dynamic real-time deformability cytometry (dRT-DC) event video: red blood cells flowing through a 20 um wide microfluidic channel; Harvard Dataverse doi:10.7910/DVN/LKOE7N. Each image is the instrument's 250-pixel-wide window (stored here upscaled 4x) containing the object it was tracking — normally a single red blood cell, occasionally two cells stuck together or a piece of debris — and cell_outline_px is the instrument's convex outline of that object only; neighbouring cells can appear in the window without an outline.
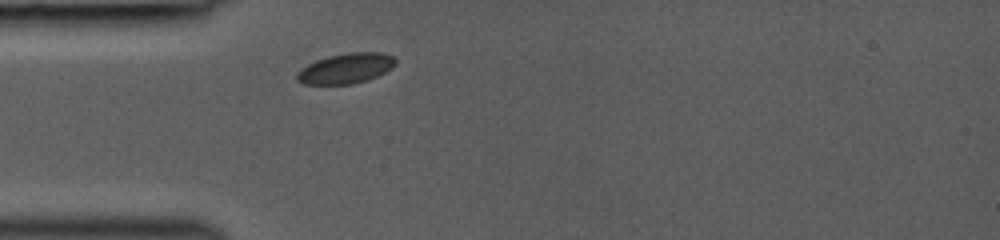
{"species": "common noctule bat (a hibernating species)", "species_latin": "Nyctalus noctula", "temperature_condition": "room temperature", "stored_images_in_passage": 4, "camera_frame_rate_fps": 3000, "um_per_image_px": 0.085, "animal": {"sex": "female", "body_mass_g": 19.0, "forearm_length_mm": 53.3}, "frame": {"image": 1, "passage_image": 1, "time_ms": 0.0, "image_size_px": [1000, 240], "cell_outline_px": [[396, 64], [392, 68], [368, 80], [352, 84], [304, 84], [296, 80], [296, 72], [300, 68], [316, 60], [328, 56], [348, 52], [384, 52], [392, 56], [396, 60]], "centroid_in_image_um": [29.39, 5.81], "position_along_channel_um": 55.6, "area_um2": 17.51}}
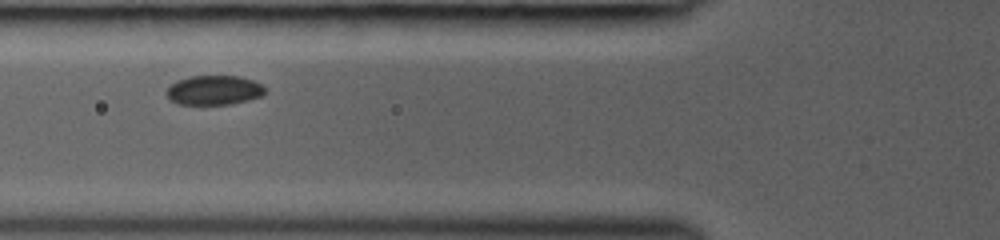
{"frame": {"image": 2, "passage_image": 3, "time_ms": 1.333, "image_size_px": [1000, 240], "cell_outline_px": [[264, 92], [260, 96], [248, 100], [232, 104], [180, 104], [172, 100], [164, 92], [176, 80], [192, 76], [240, 76], [252, 80], [260, 84], [264, 88]], "centroid_in_image_um": [18.17, 7.66], "position_along_channel_um": 107.6, "area_um2": 16.7}}